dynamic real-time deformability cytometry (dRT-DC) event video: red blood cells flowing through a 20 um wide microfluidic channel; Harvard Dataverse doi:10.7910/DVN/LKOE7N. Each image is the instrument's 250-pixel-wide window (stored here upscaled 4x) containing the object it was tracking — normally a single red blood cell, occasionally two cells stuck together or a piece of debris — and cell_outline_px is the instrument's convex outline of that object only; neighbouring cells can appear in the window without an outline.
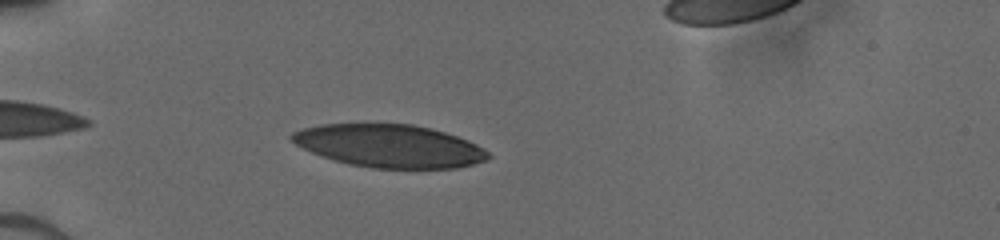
{"species": "human", "species_latin": "Homo sapiens", "temperature_condition": "cold", "stored_images_in_passage": 8, "camera_frame_rate_fps": 3000, "um_per_image_px": 0.085, "donor": {"sex": "male"}, "frame": {"image": 1, "passage_image": 2, "time_ms": 0.667, "image_size_px": [1000, 240], "cell_outline_px": [[492, 156], [488, 160], [456, 168], [372, 168], [348, 164], [320, 156], [296, 144], [288, 136], [292, 132], [304, 128], [320, 124], [412, 124], [432, 128], [468, 140], [484, 148]], "centroid_in_image_um": [33.11, 12.41], "position_along_channel_um": 51.9, "area_um2": 49.07}}
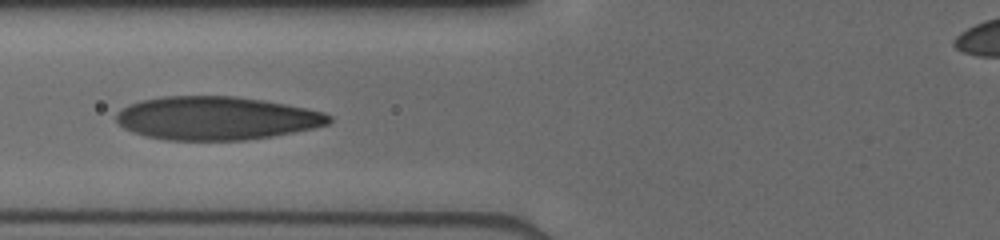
{"frame": {"image": 2, "passage_image": 6, "time_ms": 2.667, "image_size_px": [1000, 240], "cell_outline_px": [[332, 120], [328, 124], [312, 128], [272, 136], [244, 140], [164, 140], [144, 136], [132, 132], [124, 128], [116, 120], [116, 116], [124, 108], [132, 104], [144, 100], [164, 96], [236, 96], [284, 104], [324, 112], [332, 116]], "centroid_in_image_um": [18.39, 10.05], "position_along_channel_um": 107.4, "area_um2": 53.29}}